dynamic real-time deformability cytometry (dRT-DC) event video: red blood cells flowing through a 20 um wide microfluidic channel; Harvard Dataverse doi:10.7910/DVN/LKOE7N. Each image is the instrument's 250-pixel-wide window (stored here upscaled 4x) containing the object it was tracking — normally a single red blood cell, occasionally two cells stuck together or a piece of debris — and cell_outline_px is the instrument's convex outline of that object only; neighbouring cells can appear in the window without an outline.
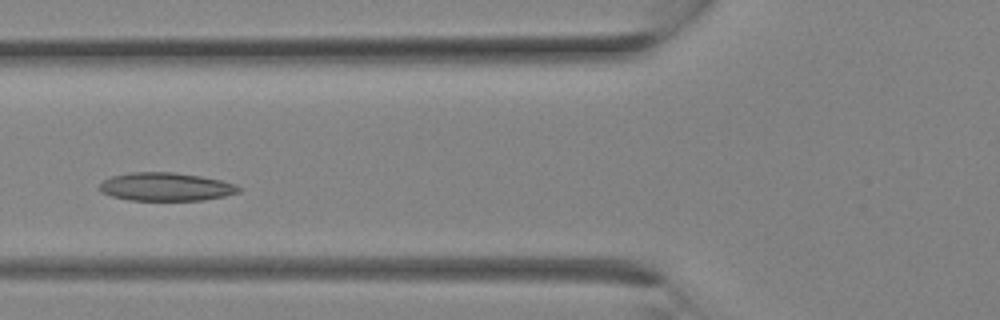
{"species": "Egyptian fruit bat (a non-hibernating species)", "species_latin": "Rousettus aegyptiacus", "temperature_condition": "room temperature", "stored_images_in_passage": 11, "camera_frame_rate_fps": 3000, "um_per_image_px": 0.085, "animal": {"sex": "female"}, "frame": {"image": 1, "passage_image": 8, "time_ms": 2.333, "image_size_px": [1000, 320], "cell_outline_px": [[240, 192], [224, 196], [204, 200], [128, 200], [112, 196], [100, 192], [100, 184], [104, 180], [112, 176], [128, 172], [172, 172], [200, 176], [220, 180], [236, 184], [240, 188]], "centroid_in_image_um": [14.09, 15.87], "position_along_channel_um": 111.7, "area_um2": 22.89}}
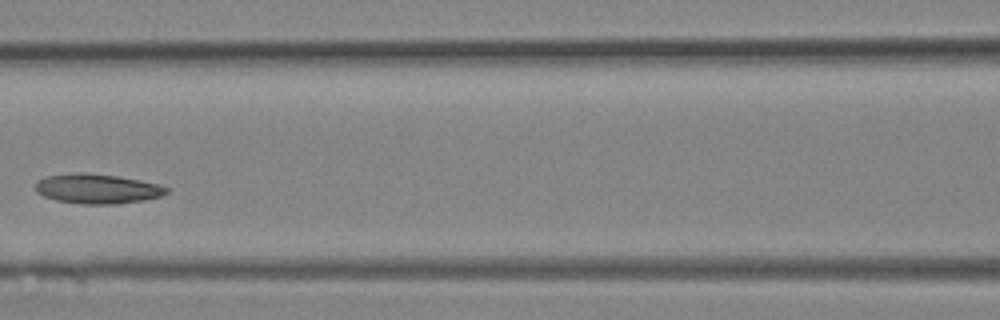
{"frame": {"image": 2, "passage_image": 10, "time_ms": 3.0, "image_size_px": [1000, 320], "cell_outline_px": [[168, 192], [160, 196], [144, 200], [116, 204], [80, 204], [56, 200], [44, 196], [36, 192], [36, 180], [48, 176], [80, 172], [88, 172], [116, 176], [140, 180], [160, 184], [168, 188]], "centroid_in_image_um": [8.27, 16.04], "position_along_channel_um": 158.3, "area_um2": 22.72}}